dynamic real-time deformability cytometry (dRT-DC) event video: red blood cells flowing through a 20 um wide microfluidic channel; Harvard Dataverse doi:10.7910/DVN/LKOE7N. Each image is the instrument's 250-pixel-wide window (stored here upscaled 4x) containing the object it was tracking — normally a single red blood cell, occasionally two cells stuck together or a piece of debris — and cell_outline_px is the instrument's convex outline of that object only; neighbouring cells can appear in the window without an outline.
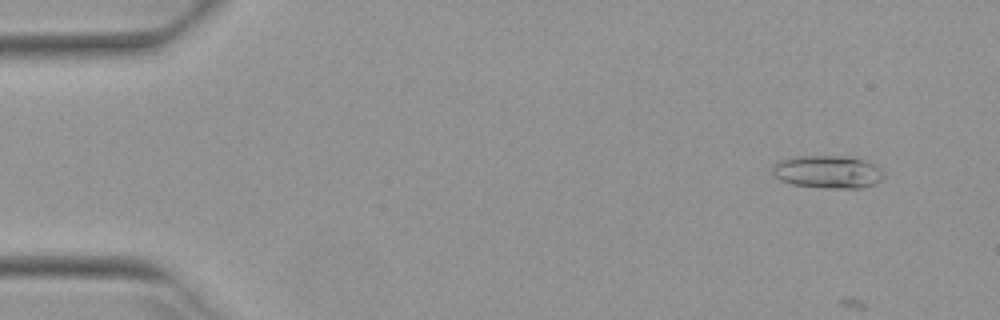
{"species": "Egyptian fruit bat (a non-hibernating species)", "species_latin": "Rousettus aegyptiacus", "temperature_condition": "warm", "stored_images_in_passage": 5, "camera_frame_rate_fps": 3000, "um_per_image_px": 0.085, "animal": {"sex": "female"}, "frame": {"image": 1, "passage_image": 4, "time_ms": 1.0, "image_size_px": [1000, 320], "cell_outline_px": [[884, 176], [876, 184], [864, 188], [824, 188], [792, 184], [780, 180], [772, 176], [772, 168], [776, 164], [784, 160], [796, 156], [844, 156], [868, 160], [876, 164], [884, 172]], "centroid_in_image_um": [70.41, 14.62], "position_along_channel_um": 14.6, "area_um2": 21.5}}